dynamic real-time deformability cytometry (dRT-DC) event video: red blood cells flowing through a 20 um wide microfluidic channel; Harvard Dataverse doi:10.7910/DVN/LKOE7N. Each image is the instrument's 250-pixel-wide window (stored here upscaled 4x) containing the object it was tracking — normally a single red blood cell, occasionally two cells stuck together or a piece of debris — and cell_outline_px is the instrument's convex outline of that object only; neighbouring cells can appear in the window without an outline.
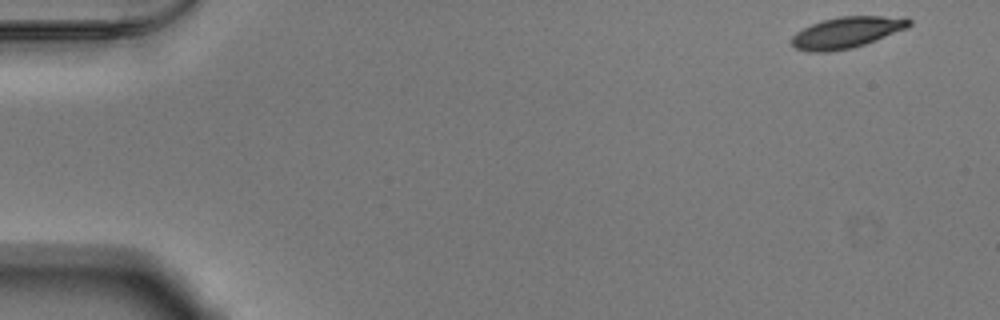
{"species": "Egyptian fruit bat (a non-hibernating species)", "species_latin": "Rousettus aegyptiacus", "temperature_condition": "warm", "stored_images_in_passage": 51, "camera_frame_rate_fps": 3000, "um_per_image_px": 0.085, "animal": {"sex": "male"}, "frame": {"image": 1, "passage_image": 1, "time_ms": 0.0, "image_size_px": [1000, 320], "cell_outline_px": [[912, 24], [908, 28], [876, 40], [852, 48], [828, 52], [808, 52], [796, 48], [792, 44], [792, 36], [796, 32], [812, 24], [824, 20], [840, 16], [908, 16], [912, 20]], "centroid_in_image_um": [72.04, 2.75], "position_along_channel_um": 13.0, "area_um2": 21.5}}
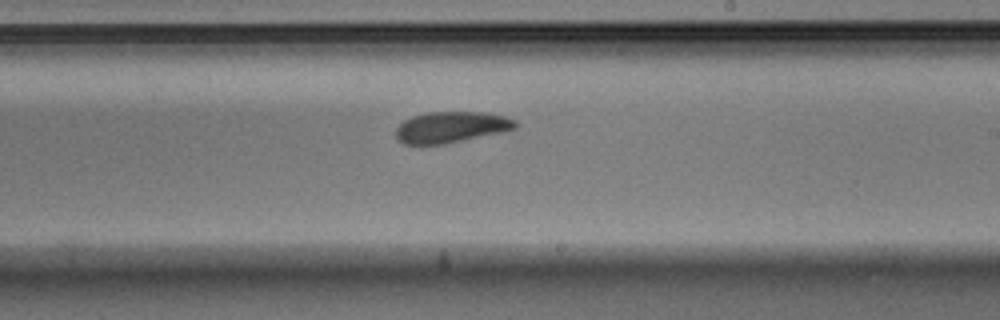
{"frame": {"image": 2, "passage_image": 30, "time_ms": 9.667, "image_size_px": [1000, 320], "cell_outline_px": [[520, 124], [516, 128], [504, 132], [444, 144], [404, 144], [396, 136], [396, 128], [404, 120], [412, 116], [428, 112], [488, 112], [504, 116], [516, 120]], "centroid_in_image_um": [38.4, 10.8], "position_along_channel_um": 250.6, "area_um2": 21.79}}
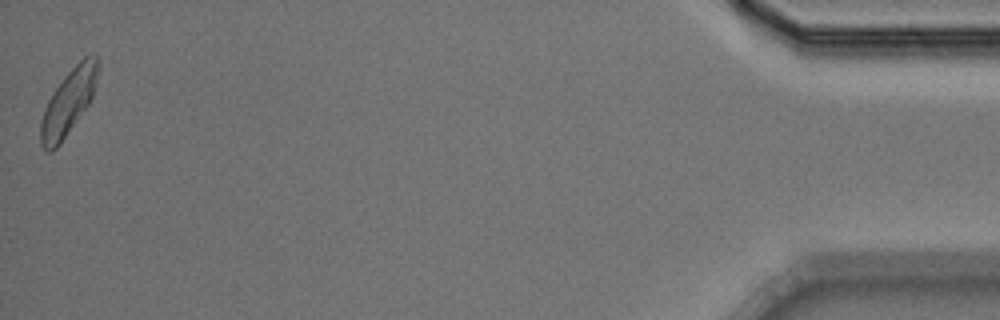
{"frame": {"image": 3, "passage_image": 51, "time_ms": 16.667, "image_size_px": [1000, 320], "cell_outline_px": [[100, 64], [92, 96], [88, 104], [60, 144], [52, 152], [48, 152], [40, 144], [40, 120], [44, 108], [48, 100], [56, 88], [68, 72], [84, 56], [96, 56]], "centroid_in_image_um": [5.79, 8.71], "position_along_channel_um": 429.4, "area_um2": 21.44}, "authors_computed_cell_mechanics": {"area_um2": 21.7328, "velocity_mm_per_s": 3.8309, "shape_relaxation_time_tau1_ms": 5.3178, "shape_relaxation_time_tau2_ms": 6.8701, "deformation_change_tau1": 0.1488, "deformation_change_tau2": 0.158}}